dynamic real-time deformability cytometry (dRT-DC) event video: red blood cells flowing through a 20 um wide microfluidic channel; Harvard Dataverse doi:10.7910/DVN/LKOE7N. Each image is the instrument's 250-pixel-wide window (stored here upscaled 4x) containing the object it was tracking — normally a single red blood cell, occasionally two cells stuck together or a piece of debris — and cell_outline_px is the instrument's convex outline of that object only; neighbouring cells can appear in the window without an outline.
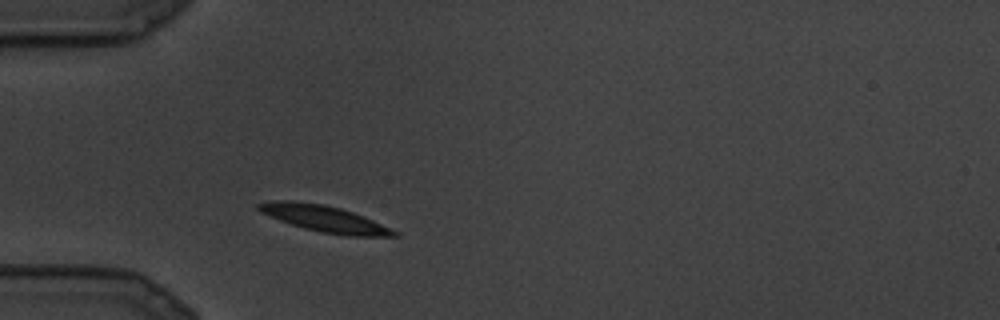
{"species": "common noctule bat (a hibernating species)", "species_latin": "Nyctalus noctula", "temperature_condition": "cold", "stored_images_in_passage": 5, "camera_frame_rate_fps": 3000, "um_per_image_px": 0.085, "animal": {"sex": "male", "body_mass_g": 19.5, "forearm_length_mm": 54.6}, "frame": {"image": 1, "passage_image": 3, "time_ms": 0.667, "image_size_px": [1000, 320], "cell_outline_px": [[400, 236], [348, 236], [320, 232], [304, 228], [280, 220], [260, 212], [256, 208], [256, 204], [272, 200], [296, 200], [324, 204], [340, 208], [364, 216], [400, 232]], "centroid_in_image_um": [27.58, 18.58], "position_along_channel_um": 57.4, "area_um2": 20.98}}